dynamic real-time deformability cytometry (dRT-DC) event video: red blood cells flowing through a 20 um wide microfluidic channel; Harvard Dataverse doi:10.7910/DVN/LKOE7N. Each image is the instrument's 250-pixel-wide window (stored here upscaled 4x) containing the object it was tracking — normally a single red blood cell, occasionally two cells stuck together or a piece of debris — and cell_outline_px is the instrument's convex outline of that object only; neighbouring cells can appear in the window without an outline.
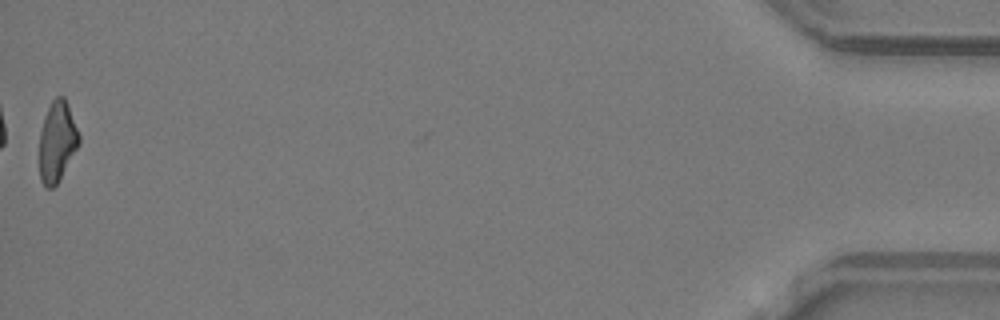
{"species": "common noctule bat (a hibernating species)", "species_latin": "Nyctalus noctula", "temperature_condition": "warm", "stored_images_in_passage": 36, "camera_frame_rate_fps": 3000, "um_per_image_px": 0.085, "animal": {"sex": "male", "body_mass_g": 19.2, "forearm_length_mm": 51.8}, "frame": {"image": 1, "passage_image": 35, "time_ms": 11.333, "image_size_px": [1000, 320], "cell_outline_px": [[80, 144], [60, 180], [52, 188], [44, 188], [40, 180], [40, 132], [44, 116], [52, 100], [56, 96], [64, 96], [80, 136]], "centroid_in_image_um": [4.86, 12.07], "position_along_channel_um": 430.3, "area_um2": 18.61}, "authors_computed_cell_mechanics": {"area_um2": 19.7676, "velocity_mm_per_s": 4.2505, "shape_relaxation_time_tau1_ms": null, "shape_relaxation_time_tau2_ms": 10.075, "deformation_change_tau1": null, "deformation_change_tau2": 0.284}}